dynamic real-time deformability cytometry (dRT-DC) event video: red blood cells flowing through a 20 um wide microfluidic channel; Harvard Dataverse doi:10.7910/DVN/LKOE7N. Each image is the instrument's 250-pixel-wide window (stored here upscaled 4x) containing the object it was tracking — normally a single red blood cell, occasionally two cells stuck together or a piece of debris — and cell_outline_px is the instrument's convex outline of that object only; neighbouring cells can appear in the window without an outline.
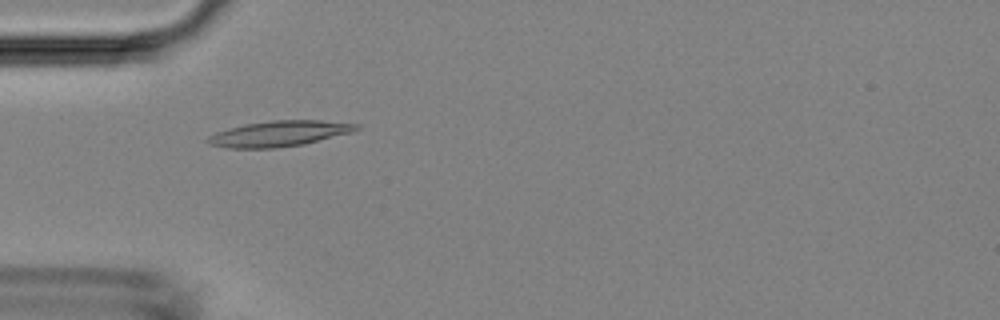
{"species": "Egyptian fruit bat (a non-hibernating species)", "species_latin": "Rousettus aegyptiacus", "temperature_condition": "room temperature", "stored_images_in_passage": 6, "camera_frame_rate_fps": 3000, "um_per_image_px": 0.085, "animal": {"sex": "female"}, "frame": {"image": 1, "passage_image": 5, "time_ms": 4.667, "image_size_px": [1000, 320], "cell_outline_px": [[360, 128], [352, 132], [304, 144], [276, 148], [228, 148], [208, 144], [204, 140], [208, 136], [216, 132], [244, 124], [272, 120], [320, 120], [360, 124]], "centroid_in_image_um": [23.71, 11.36], "position_along_channel_um": 61.3, "area_um2": 22.25}}